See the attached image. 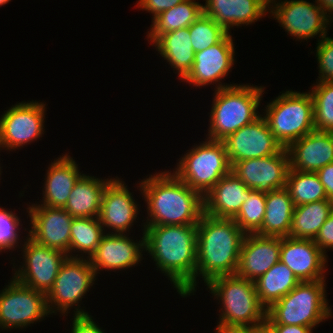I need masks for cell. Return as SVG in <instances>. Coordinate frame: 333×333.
Returning a JSON list of instances; mask_svg holds the SVG:
<instances>
[{"instance_id":"cell-14","label":"cell","mask_w":333,"mask_h":333,"mask_svg":"<svg viewBox=\"0 0 333 333\" xmlns=\"http://www.w3.org/2000/svg\"><path fill=\"white\" fill-rule=\"evenodd\" d=\"M235 49L233 37L228 33L215 45L196 52L192 68L181 82L199 88L216 84L214 90L236 85L221 82L234 67Z\"/></svg>"},{"instance_id":"cell-3","label":"cell","mask_w":333,"mask_h":333,"mask_svg":"<svg viewBox=\"0 0 333 333\" xmlns=\"http://www.w3.org/2000/svg\"><path fill=\"white\" fill-rule=\"evenodd\" d=\"M169 171L156 172L136 184L147 204L143 233V226L198 224L204 213L203 197Z\"/></svg>"},{"instance_id":"cell-36","label":"cell","mask_w":333,"mask_h":333,"mask_svg":"<svg viewBox=\"0 0 333 333\" xmlns=\"http://www.w3.org/2000/svg\"><path fill=\"white\" fill-rule=\"evenodd\" d=\"M188 29L195 53L215 45L228 34L222 26L204 13Z\"/></svg>"},{"instance_id":"cell-26","label":"cell","mask_w":333,"mask_h":333,"mask_svg":"<svg viewBox=\"0 0 333 333\" xmlns=\"http://www.w3.org/2000/svg\"><path fill=\"white\" fill-rule=\"evenodd\" d=\"M113 179L97 178L83 174L63 207L73 218L99 217L103 192Z\"/></svg>"},{"instance_id":"cell-42","label":"cell","mask_w":333,"mask_h":333,"mask_svg":"<svg viewBox=\"0 0 333 333\" xmlns=\"http://www.w3.org/2000/svg\"><path fill=\"white\" fill-rule=\"evenodd\" d=\"M316 174L325 188L327 198L333 200V163L320 168Z\"/></svg>"},{"instance_id":"cell-37","label":"cell","mask_w":333,"mask_h":333,"mask_svg":"<svg viewBox=\"0 0 333 333\" xmlns=\"http://www.w3.org/2000/svg\"><path fill=\"white\" fill-rule=\"evenodd\" d=\"M23 226L22 221L15 211H10L0 206V251H14L19 243L24 241L19 233ZM21 239V240H20ZM20 240V241H19ZM23 240V241H22Z\"/></svg>"},{"instance_id":"cell-43","label":"cell","mask_w":333,"mask_h":333,"mask_svg":"<svg viewBox=\"0 0 333 333\" xmlns=\"http://www.w3.org/2000/svg\"><path fill=\"white\" fill-rule=\"evenodd\" d=\"M274 333H313V330L307 326H291L283 324H267Z\"/></svg>"},{"instance_id":"cell-29","label":"cell","mask_w":333,"mask_h":333,"mask_svg":"<svg viewBox=\"0 0 333 333\" xmlns=\"http://www.w3.org/2000/svg\"><path fill=\"white\" fill-rule=\"evenodd\" d=\"M333 210V200L325 199L294 208L289 237L315 239L320 228Z\"/></svg>"},{"instance_id":"cell-33","label":"cell","mask_w":333,"mask_h":333,"mask_svg":"<svg viewBox=\"0 0 333 333\" xmlns=\"http://www.w3.org/2000/svg\"><path fill=\"white\" fill-rule=\"evenodd\" d=\"M285 188L288 190L295 207L328 199L325 188L316 172H302L290 168Z\"/></svg>"},{"instance_id":"cell-39","label":"cell","mask_w":333,"mask_h":333,"mask_svg":"<svg viewBox=\"0 0 333 333\" xmlns=\"http://www.w3.org/2000/svg\"><path fill=\"white\" fill-rule=\"evenodd\" d=\"M314 242L320 248V250L328 257V255L326 254L327 251L333 249V210L320 228L317 236L314 239Z\"/></svg>"},{"instance_id":"cell-23","label":"cell","mask_w":333,"mask_h":333,"mask_svg":"<svg viewBox=\"0 0 333 333\" xmlns=\"http://www.w3.org/2000/svg\"><path fill=\"white\" fill-rule=\"evenodd\" d=\"M202 6L203 13L228 33L235 26H248L261 20L269 12V0H205Z\"/></svg>"},{"instance_id":"cell-48","label":"cell","mask_w":333,"mask_h":333,"mask_svg":"<svg viewBox=\"0 0 333 333\" xmlns=\"http://www.w3.org/2000/svg\"><path fill=\"white\" fill-rule=\"evenodd\" d=\"M0 151H2V149L0 148ZM1 170H3L2 169V166H1V163H0V177H1V173H2V171ZM1 180V179H0ZM1 182V181H0Z\"/></svg>"},{"instance_id":"cell-24","label":"cell","mask_w":333,"mask_h":333,"mask_svg":"<svg viewBox=\"0 0 333 333\" xmlns=\"http://www.w3.org/2000/svg\"><path fill=\"white\" fill-rule=\"evenodd\" d=\"M78 166L69 153L55 158L47 167L48 169L44 175L43 199L39 201L40 204L33 203L31 205L63 208L74 185L84 174L80 172Z\"/></svg>"},{"instance_id":"cell-31","label":"cell","mask_w":333,"mask_h":333,"mask_svg":"<svg viewBox=\"0 0 333 333\" xmlns=\"http://www.w3.org/2000/svg\"><path fill=\"white\" fill-rule=\"evenodd\" d=\"M202 5L196 0H185L181 4L165 10L152 20L150 31L146 34L147 41L152 45L165 33L189 27L203 14Z\"/></svg>"},{"instance_id":"cell-8","label":"cell","mask_w":333,"mask_h":333,"mask_svg":"<svg viewBox=\"0 0 333 333\" xmlns=\"http://www.w3.org/2000/svg\"><path fill=\"white\" fill-rule=\"evenodd\" d=\"M179 158L173 173L203 198L231 171L223 141L204 139Z\"/></svg>"},{"instance_id":"cell-9","label":"cell","mask_w":333,"mask_h":333,"mask_svg":"<svg viewBox=\"0 0 333 333\" xmlns=\"http://www.w3.org/2000/svg\"><path fill=\"white\" fill-rule=\"evenodd\" d=\"M96 276L88 258L67 257L60 266L52 288L46 294L50 315L59 312L63 317L68 316L74 306L73 315H89L79 303L95 284Z\"/></svg>"},{"instance_id":"cell-27","label":"cell","mask_w":333,"mask_h":333,"mask_svg":"<svg viewBox=\"0 0 333 333\" xmlns=\"http://www.w3.org/2000/svg\"><path fill=\"white\" fill-rule=\"evenodd\" d=\"M151 46L168 62L181 81L191 70L195 52L188 27L161 35Z\"/></svg>"},{"instance_id":"cell-21","label":"cell","mask_w":333,"mask_h":333,"mask_svg":"<svg viewBox=\"0 0 333 333\" xmlns=\"http://www.w3.org/2000/svg\"><path fill=\"white\" fill-rule=\"evenodd\" d=\"M281 237L246 234L236 275L255 281L280 261Z\"/></svg>"},{"instance_id":"cell-35","label":"cell","mask_w":333,"mask_h":333,"mask_svg":"<svg viewBox=\"0 0 333 333\" xmlns=\"http://www.w3.org/2000/svg\"><path fill=\"white\" fill-rule=\"evenodd\" d=\"M266 211V193L250 189V197L233 218L245 234H256L262 227Z\"/></svg>"},{"instance_id":"cell-6","label":"cell","mask_w":333,"mask_h":333,"mask_svg":"<svg viewBox=\"0 0 333 333\" xmlns=\"http://www.w3.org/2000/svg\"><path fill=\"white\" fill-rule=\"evenodd\" d=\"M205 286L221 304L217 322L252 328L265 324L267 309L259 301L254 281L234 274L214 278Z\"/></svg>"},{"instance_id":"cell-45","label":"cell","mask_w":333,"mask_h":333,"mask_svg":"<svg viewBox=\"0 0 333 333\" xmlns=\"http://www.w3.org/2000/svg\"><path fill=\"white\" fill-rule=\"evenodd\" d=\"M318 7L333 22V0H316Z\"/></svg>"},{"instance_id":"cell-1","label":"cell","mask_w":333,"mask_h":333,"mask_svg":"<svg viewBox=\"0 0 333 333\" xmlns=\"http://www.w3.org/2000/svg\"><path fill=\"white\" fill-rule=\"evenodd\" d=\"M245 235L234 219L203 213L197 224L196 280L180 296L195 295L200 278L207 285L214 278L236 274Z\"/></svg>"},{"instance_id":"cell-38","label":"cell","mask_w":333,"mask_h":333,"mask_svg":"<svg viewBox=\"0 0 333 333\" xmlns=\"http://www.w3.org/2000/svg\"><path fill=\"white\" fill-rule=\"evenodd\" d=\"M316 57L318 62V82H333V38L323 37L316 43Z\"/></svg>"},{"instance_id":"cell-20","label":"cell","mask_w":333,"mask_h":333,"mask_svg":"<svg viewBox=\"0 0 333 333\" xmlns=\"http://www.w3.org/2000/svg\"><path fill=\"white\" fill-rule=\"evenodd\" d=\"M327 258L313 239L281 237L280 261L300 282L326 280Z\"/></svg>"},{"instance_id":"cell-15","label":"cell","mask_w":333,"mask_h":333,"mask_svg":"<svg viewBox=\"0 0 333 333\" xmlns=\"http://www.w3.org/2000/svg\"><path fill=\"white\" fill-rule=\"evenodd\" d=\"M289 169L286 148H282L275 155L246 159L231 166V172L248 188L263 193L285 188Z\"/></svg>"},{"instance_id":"cell-11","label":"cell","mask_w":333,"mask_h":333,"mask_svg":"<svg viewBox=\"0 0 333 333\" xmlns=\"http://www.w3.org/2000/svg\"><path fill=\"white\" fill-rule=\"evenodd\" d=\"M46 103L17 102L0 116V148L13 151L42 138L45 132Z\"/></svg>"},{"instance_id":"cell-4","label":"cell","mask_w":333,"mask_h":333,"mask_svg":"<svg viewBox=\"0 0 333 333\" xmlns=\"http://www.w3.org/2000/svg\"><path fill=\"white\" fill-rule=\"evenodd\" d=\"M264 86L236 84L214 91L207 139L224 140L244 125L255 121L263 100ZM264 92V93H263Z\"/></svg>"},{"instance_id":"cell-47","label":"cell","mask_w":333,"mask_h":333,"mask_svg":"<svg viewBox=\"0 0 333 333\" xmlns=\"http://www.w3.org/2000/svg\"><path fill=\"white\" fill-rule=\"evenodd\" d=\"M11 0H0V7L8 4Z\"/></svg>"},{"instance_id":"cell-32","label":"cell","mask_w":333,"mask_h":333,"mask_svg":"<svg viewBox=\"0 0 333 333\" xmlns=\"http://www.w3.org/2000/svg\"><path fill=\"white\" fill-rule=\"evenodd\" d=\"M70 229V258H89L105 234L98 217L73 218Z\"/></svg>"},{"instance_id":"cell-16","label":"cell","mask_w":333,"mask_h":333,"mask_svg":"<svg viewBox=\"0 0 333 333\" xmlns=\"http://www.w3.org/2000/svg\"><path fill=\"white\" fill-rule=\"evenodd\" d=\"M222 141L231 166L238 161L275 155L283 148L262 115Z\"/></svg>"},{"instance_id":"cell-34","label":"cell","mask_w":333,"mask_h":333,"mask_svg":"<svg viewBox=\"0 0 333 333\" xmlns=\"http://www.w3.org/2000/svg\"><path fill=\"white\" fill-rule=\"evenodd\" d=\"M309 92L313 99L315 130L333 132V82L313 83Z\"/></svg>"},{"instance_id":"cell-13","label":"cell","mask_w":333,"mask_h":333,"mask_svg":"<svg viewBox=\"0 0 333 333\" xmlns=\"http://www.w3.org/2000/svg\"><path fill=\"white\" fill-rule=\"evenodd\" d=\"M24 237L23 244L20 243L23 264L20 262L21 265L15 268L13 263V277L20 283L47 294L68 256L60 250L38 244L28 234Z\"/></svg>"},{"instance_id":"cell-28","label":"cell","mask_w":333,"mask_h":333,"mask_svg":"<svg viewBox=\"0 0 333 333\" xmlns=\"http://www.w3.org/2000/svg\"><path fill=\"white\" fill-rule=\"evenodd\" d=\"M294 202L286 188L266 193V211L261 236L289 237V229L294 212Z\"/></svg>"},{"instance_id":"cell-30","label":"cell","mask_w":333,"mask_h":333,"mask_svg":"<svg viewBox=\"0 0 333 333\" xmlns=\"http://www.w3.org/2000/svg\"><path fill=\"white\" fill-rule=\"evenodd\" d=\"M300 281L281 261L254 281L260 303L268 309L293 290Z\"/></svg>"},{"instance_id":"cell-7","label":"cell","mask_w":333,"mask_h":333,"mask_svg":"<svg viewBox=\"0 0 333 333\" xmlns=\"http://www.w3.org/2000/svg\"><path fill=\"white\" fill-rule=\"evenodd\" d=\"M282 93V94H281ZM265 105L266 119L276 141L287 148L291 143L315 130L314 106L310 92L286 90Z\"/></svg>"},{"instance_id":"cell-19","label":"cell","mask_w":333,"mask_h":333,"mask_svg":"<svg viewBox=\"0 0 333 333\" xmlns=\"http://www.w3.org/2000/svg\"><path fill=\"white\" fill-rule=\"evenodd\" d=\"M127 187L128 185L116 176L103 192L98 218L104 231L106 230L105 233L128 234L134 222H137L140 205ZM108 229L111 231L107 232Z\"/></svg>"},{"instance_id":"cell-12","label":"cell","mask_w":333,"mask_h":333,"mask_svg":"<svg viewBox=\"0 0 333 333\" xmlns=\"http://www.w3.org/2000/svg\"><path fill=\"white\" fill-rule=\"evenodd\" d=\"M269 13L288 35L301 42L315 36L320 37L319 42L327 36L328 25L331 27L332 23L316 0L314 3L307 0H269Z\"/></svg>"},{"instance_id":"cell-22","label":"cell","mask_w":333,"mask_h":333,"mask_svg":"<svg viewBox=\"0 0 333 333\" xmlns=\"http://www.w3.org/2000/svg\"><path fill=\"white\" fill-rule=\"evenodd\" d=\"M286 149L291 169L317 172L333 163V132L313 130Z\"/></svg>"},{"instance_id":"cell-10","label":"cell","mask_w":333,"mask_h":333,"mask_svg":"<svg viewBox=\"0 0 333 333\" xmlns=\"http://www.w3.org/2000/svg\"><path fill=\"white\" fill-rule=\"evenodd\" d=\"M0 290V329L28 328L50 315L46 294L34 290L14 277Z\"/></svg>"},{"instance_id":"cell-41","label":"cell","mask_w":333,"mask_h":333,"mask_svg":"<svg viewBox=\"0 0 333 333\" xmlns=\"http://www.w3.org/2000/svg\"><path fill=\"white\" fill-rule=\"evenodd\" d=\"M70 333H106L93 319L92 315L72 316Z\"/></svg>"},{"instance_id":"cell-2","label":"cell","mask_w":333,"mask_h":333,"mask_svg":"<svg viewBox=\"0 0 333 333\" xmlns=\"http://www.w3.org/2000/svg\"><path fill=\"white\" fill-rule=\"evenodd\" d=\"M143 227L145 252L181 295L196 280L197 224Z\"/></svg>"},{"instance_id":"cell-17","label":"cell","mask_w":333,"mask_h":333,"mask_svg":"<svg viewBox=\"0 0 333 333\" xmlns=\"http://www.w3.org/2000/svg\"><path fill=\"white\" fill-rule=\"evenodd\" d=\"M30 217L28 236L38 244L60 250L69 257L73 217L64 209L43 205H27Z\"/></svg>"},{"instance_id":"cell-46","label":"cell","mask_w":333,"mask_h":333,"mask_svg":"<svg viewBox=\"0 0 333 333\" xmlns=\"http://www.w3.org/2000/svg\"><path fill=\"white\" fill-rule=\"evenodd\" d=\"M255 333H274L273 330L265 323L255 328Z\"/></svg>"},{"instance_id":"cell-44","label":"cell","mask_w":333,"mask_h":333,"mask_svg":"<svg viewBox=\"0 0 333 333\" xmlns=\"http://www.w3.org/2000/svg\"><path fill=\"white\" fill-rule=\"evenodd\" d=\"M214 333H255V328L245 325H228L218 322Z\"/></svg>"},{"instance_id":"cell-5","label":"cell","mask_w":333,"mask_h":333,"mask_svg":"<svg viewBox=\"0 0 333 333\" xmlns=\"http://www.w3.org/2000/svg\"><path fill=\"white\" fill-rule=\"evenodd\" d=\"M325 282V280L300 282L266 310L265 323L300 325L314 330L318 324L333 316L327 300Z\"/></svg>"},{"instance_id":"cell-40","label":"cell","mask_w":333,"mask_h":333,"mask_svg":"<svg viewBox=\"0 0 333 333\" xmlns=\"http://www.w3.org/2000/svg\"><path fill=\"white\" fill-rule=\"evenodd\" d=\"M185 0H139L137 7L152 14V19L156 18L165 10L181 4Z\"/></svg>"},{"instance_id":"cell-25","label":"cell","mask_w":333,"mask_h":333,"mask_svg":"<svg viewBox=\"0 0 333 333\" xmlns=\"http://www.w3.org/2000/svg\"><path fill=\"white\" fill-rule=\"evenodd\" d=\"M249 197L250 188L230 171L203 198L204 213L214 218L233 219Z\"/></svg>"},{"instance_id":"cell-18","label":"cell","mask_w":333,"mask_h":333,"mask_svg":"<svg viewBox=\"0 0 333 333\" xmlns=\"http://www.w3.org/2000/svg\"><path fill=\"white\" fill-rule=\"evenodd\" d=\"M136 241V242H135ZM128 234L105 233L96 247L95 251L88 258L96 274L99 271L127 270L138 266L145 253V235L137 241Z\"/></svg>"}]
</instances>
